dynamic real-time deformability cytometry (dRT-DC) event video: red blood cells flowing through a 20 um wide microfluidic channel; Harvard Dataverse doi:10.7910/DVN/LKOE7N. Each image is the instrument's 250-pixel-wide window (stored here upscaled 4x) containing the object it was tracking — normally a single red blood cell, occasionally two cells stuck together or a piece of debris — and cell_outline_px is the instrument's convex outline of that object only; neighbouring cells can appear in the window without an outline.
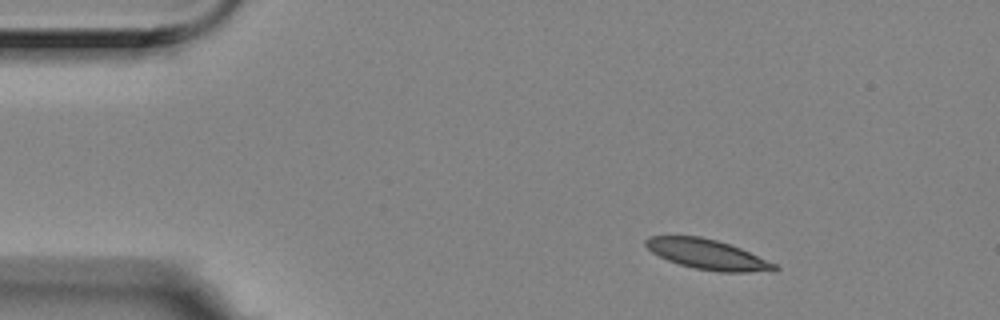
{"species": "Egyptian fruit bat (a non-hibernating species)", "species_latin": "Rousettus aegyptiacus", "temperature_condition": "room temperature", "stored_images_in_passage": 4, "segment_of_instrument_passage": [1, 2], "camera_frame_rate_fps": 3000, "um_per_image_px": 0.085, "animal": {"sex": "female"}, "frame": {"image": 1, "passage_image": 1, "time_ms": 0.0, "image_size_px": [1000, 320], "cell_outline_px": [[780, 268], [776, 272], [720, 272], [696, 268], [680, 264], [668, 260], [652, 252], [644, 244], [644, 240], [648, 236], [700, 236], [716, 240], [740, 248], [776, 264]], "centroid_in_image_um": [60.16, 21.63], "position_along_channel_um": 24.8, "area_um2": 22.43}}